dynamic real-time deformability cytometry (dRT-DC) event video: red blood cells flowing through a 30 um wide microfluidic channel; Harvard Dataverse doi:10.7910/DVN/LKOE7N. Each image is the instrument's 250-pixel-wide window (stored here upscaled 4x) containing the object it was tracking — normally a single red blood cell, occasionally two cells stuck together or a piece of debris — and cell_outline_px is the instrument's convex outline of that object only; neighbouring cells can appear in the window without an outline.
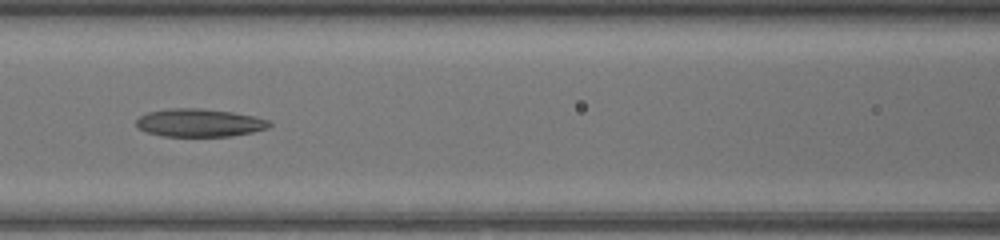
{"species": "common noctule bat (a hibernating species)", "species_latin": "Nyctalus noctula", "temperature_condition": "warm", "stored_images_in_passage": 47, "camera_frame_rate_fps": 3000, "um_per_image_px": 0.085, "animal": {"sex": "female", "body_mass_g": 17.0, "forearm_length_mm": 48.0}, "frame": {"image": 1, "passage_image": 22, "time_ms": 7.0, "image_size_px": [1000, 240], "cell_outline_px": [[272, 124], [268, 128], [252, 132], [232, 136], [164, 136], [148, 132], [136, 128], [136, 120], [140, 116], [148, 112], [168, 108], [200, 108], [232, 112], [256, 116], [272, 120]], "centroid_in_image_um": [16.98, 10.43], "position_along_channel_um": 149.6, "area_um2": 21.91}}
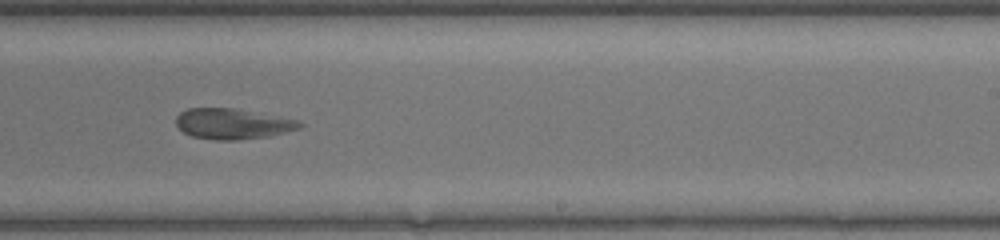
{"frame": {"image": 2, "passage_image": 30, "time_ms": 9.667, "image_size_px": [1000, 240], "cell_outline_px": [[304, 124], [300, 128], [268, 136], [236, 140], [216, 140], [192, 136], [184, 132], [176, 124], [176, 116], [180, 112], [188, 108], [236, 108], [300, 120]], "centroid_in_image_um": [19.78, 10.51], "position_along_channel_um": 269.2, "area_um2": 22.02}}
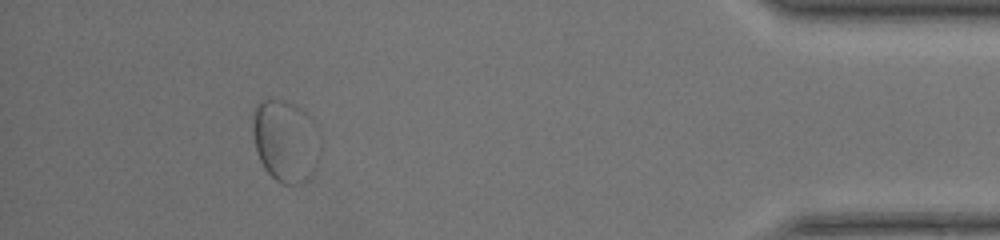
{"frame": {"image": 3, "passage_image": 43, "time_ms": 14.0, "image_size_px": [1000, 240], "cell_outline_px": [[324, 148], [312, 172], [300, 184], [284, 184], [276, 180], [264, 168], [256, 152], [252, 132], [252, 112], [256, 104], [260, 100], [288, 100], [300, 108], [320, 128], [324, 140]], "centroid_in_image_um": [24.31, 11.94], "position_along_channel_um": 410.9, "area_um2": 33.29}}